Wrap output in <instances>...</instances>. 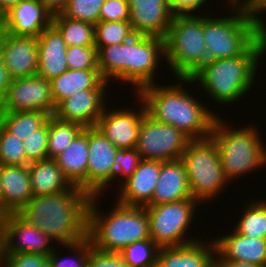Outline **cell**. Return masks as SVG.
I'll return each instance as SVG.
<instances>
[{"instance_id": "d4e9b609", "label": "cell", "mask_w": 266, "mask_h": 267, "mask_svg": "<svg viewBox=\"0 0 266 267\" xmlns=\"http://www.w3.org/2000/svg\"><path fill=\"white\" fill-rule=\"evenodd\" d=\"M54 160L70 184L87 193L88 127H84Z\"/></svg>"}, {"instance_id": "277c9868", "label": "cell", "mask_w": 266, "mask_h": 267, "mask_svg": "<svg viewBox=\"0 0 266 267\" xmlns=\"http://www.w3.org/2000/svg\"><path fill=\"white\" fill-rule=\"evenodd\" d=\"M260 37L242 56L207 61L191 78L190 84L199 82L212 99L222 105L241 99L252 88L258 60L264 55Z\"/></svg>"}, {"instance_id": "603a6c76", "label": "cell", "mask_w": 266, "mask_h": 267, "mask_svg": "<svg viewBox=\"0 0 266 267\" xmlns=\"http://www.w3.org/2000/svg\"><path fill=\"white\" fill-rule=\"evenodd\" d=\"M37 42L38 76L50 81L69 69L66 61L67 45L52 24L42 31Z\"/></svg>"}, {"instance_id": "7bdbcfd3", "label": "cell", "mask_w": 266, "mask_h": 267, "mask_svg": "<svg viewBox=\"0 0 266 267\" xmlns=\"http://www.w3.org/2000/svg\"><path fill=\"white\" fill-rule=\"evenodd\" d=\"M87 267H129L118 253L103 252L93 249Z\"/></svg>"}, {"instance_id": "ac0fdd59", "label": "cell", "mask_w": 266, "mask_h": 267, "mask_svg": "<svg viewBox=\"0 0 266 267\" xmlns=\"http://www.w3.org/2000/svg\"><path fill=\"white\" fill-rule=\"evenodd\" d=\"M106 90H83L63 99L54 112L62 121L76 122L83 127L96 126L105 109ZM105 103V104H104Z\"/></svg>"}, {"instance_id": "4fadbf2b", "label": "cell", "mask_w": 266, "mask_h": 267, "mask_svg": "<svg viewBox=\"0 0 266 267\" xmlns=\"http://www.w3.org/2000/svg\"><path fill=\"white\" fill-rule=\"evenodd\" d=\"M3 254H39L48 256L54 242L41 230L29 224L18 213L0 218ZM16 237L18 238L16 241ZM15 240V241H14Z\"/></svg>"}, {"instance_id": "e575fe53", "label": "cell", "mask_w": 266, "mask_h": 267, "mask_svg": "<svg viewBox=\"0 0 266 267\" xmlns=\"http://www.w3.org/2000/svg\"><path fill=\"white\" fill-rule=\"evenodd\" d=\"M73 251L74 258H62L58 256L56 248L47 256L48 267H87L91 251L94 249L91 239L86 236L84 239L68 245H62ZM56 250V251H55Z\"/></svg>"}, {"instance_id": "9c48e42d", "label": "cell", "mask_w": 266, "mask_h": 267, "mask_svg": "<svg viewBox=\"0 0 266 267\" xmlns=\"http://www.w3.org/2000/svg\"><path fill=\"white\" fill-rule=\"evenodd\" d=\"M181 160L186 169L192 198L199 204L218 197L216 195L230 183L224 176L218 148L211 137L191 140Z\"/></svg>"}, {"instance_id": "681fc988", "label": "cell", "mask_w": 266, "mask_h": 267, "mask_svg": "<svg viewBox=\"0 0 266 267\" xmlns=\"http://www.w3.org/2000/svg\"><path fill=\"white\" fill-rule=\"evenodd\" d=\"M11 212L4 206L3 196L0 186V218L7 216Z\"/></svg>"}, {"instance_id": "db71d44e", "label": "cell", "mask_w": 266, "mask_h": 267, "mask_svg": "<svg viewBox=\"0 0 266 267\" xmlns=\"http://www.w3.org/2000/svg\"><path fill=\"white\" fill-rule=\"evenodd\" d=\"M255 2L256 0H244V7L251 8Z\"/></svg>"}, {"instance_id": "816d5d0a", "label": "cell", "mask_w": 266, "mask_h": 267, "mask_svg": "<svg viewBox=\"0 0 266 267\" xmlns=\"http://www.w3.org/2000/svg\"><path fill=\"white\" fill-rule=\"evenodd\" d=\"M3 41H4V29L0 23V54H1V50H2Z\"/></svg>"}, {"instance_id": "cb8c5ba5", "label": "cell", "mask_w": 266, "mask_h": 267, "mask_svg": "<svg viewBox=\"0 0 266 267\" xmlns=\"http://www.w3.org/2000/svg\"><path fill=\"white\" fill-rule=\"evenodd\" d=\"M157 181L151 205L192 198L188 176L181 159L161 161L160 174Z\"/></svg>"}, {"instance_id": "2e32d148", "label": "cell", "mask_w": 266, "mask_h": 267, "mask_svg": "<svg viewBox=\"0 0 266 267\" xmlns=\"http://www.w3.org/2000/svg\"><path fill=\"white\" fill-rule=\"evenodd\" d=\"M135 34L165 37L173 20L168 0H127Z\"/></svg>"}, {"instance_id": "1f68e13d", "label": "cell", "mask_w": 266, "mask_h": 267, "mask_svg": "<svg viewBox=\"0 0 266 267\" xmlns=\"http://www.w3.org/2000/svg\"><path fill=\"white\" fill-rule=\"evenodd\" d=\"M234 230L250 238L266 239V200L250 201Z\"/></svg>"}, {"instance_id": "8992f818", "label": "cell", "mask_w": 266, "mask_h": 267, "mask_svg": "<svg viewBox=\"0 0 266 267\" xmlns=\"http://www.w3.org/2000/svg\"><path fill=\"white\" fill-rule=\"evenodd\" d=\"M230 7L235 11L233 16H203L207 61L242 56L261 37L251 8Z\"/></svg>"}, {"instance_id": "d6986e66", "label": "cell", "mask_w": 266, "mask_h": 267, "mask_svg": "<svg viewBox=\"0 0 266 267\" xmlns=\"http://www.w3.org/2000/svg\"><path fill=\"white\" fill-rule=\"evenodd\" d=\"M0 23L5 32L14 36L38 37L52 24V15L39 0H25L4 14Z\"/></svg>"}, {"instance_id": "8fae6325", "label": "cell", "mask_w": 266, "mask_h": 267, "mask_svg": "<svg viewBox=\"0 0 266 267\" xmlns=\"http://www.w3.org/2000/svg\"><path fill=\"white\" fill-rule=\"evenodd\" d=\"M191 139L178 128L161 123L146 113L142 119L136 150L143 160L181 159Z\"/></svg>"}, {"instance_id": "74e56055", "label": "cell", "mask_w": 266, "mask_h": 267, "mask_svg": "<svg viewBox=\"0 0 266 267\" xmlns=\"http://www.w3.org/2000/svg\"><path fill=\"white\" fill-rule=\"evenodd\" d=\"M141 160V155L136 148L117 149L111 169V182L118 176L117 178L120 177L123 183L134 173Z\"/></svg>"}, {"instance_id": "b9f144b4", "label": "cell", "mask_w": 266, "mask_h": 267, "mask_svg": "<svg viewBox=\"0 0 266 267\" xmlns=\"http://www.w3.org/2000/svg\"><path fill=\"white\" fill-rule=\"evenodd\" d=\"M2 267H48L47 256L39 254H3Z\"/></svg>"}, {"instance_id": "f907efd6", "label": "cell", "mask_w": 266, "mask_h": 267, "mask_svg": "<svg viewBox=\"0 0 266 267\" xmlns=\"http://www.w3.org/2000/svg\"><path fill=\"white\" fill-rule=\"evenodd\" d=\"M228 4H230L231 6H242V7H244V0H227L226 1Z\"/></svg>"}, {"instance_id": "4dcf8cb0", "label": "cell", "mask_w": 266, "mask_h": 267, "mask_svg": "<svg viewBox=\"0 0 266 267\" xmlns=\"http://www.w3.org/2000/svg\"><path fill=\"white\" fill-rule=\"evenodd\" d=\"M84 129L76 122L62 121L51 115L48 118V159H54L64 151L72 140Z\"/></svg>"}, {"instance_id": "ab89813d", "label": "cell", "mask_w": 266, "mask_h": 267, "mask_svg": "<svg viewBox=\"0 0 266 267\" xmlns=\"http://www.w3.org/2000/svg\"><path fill=\"white\" fill-rule=\"evenodd\" d=\"M66 61L70 70L98 69L96 47H67Z\"/></svg>"}, {"instance_id": "52a82bcc", "label": "cell", "mask_w": 266, "mask_h": 267, "mask_svg": "<svg viewBox=\"0 0 266 267\" xmlns=\"http://www.w3.org/2000/svg\"><path fill=\"white\" fill-rule=\"evenodd\" d=\"M215 120L210 137L217 145L225 178L230 182L266 164V148L256 127L234 129ZM233 127V129H232Z\"/></svg>"}, {"instance_id": "ffe728a7", "label": "cell", "mask_w": 266, "mask_h": 267, "mask_svg": "<svg viewBox=\"0 0 266 267\" xmlns=\"http://www.w3.org/2000/svg\"><path fill=\"white\" fill-rule=\"evenodd\" d=\"M160 168L161 161L142 159L134 173L119 187L120 190L117 193L119 196L116 202L136 207L151 205Z\"/></svg>"}, {"instance_id": "f546056e", "label": "cell", "mask_w": 266, "mask_h": 267, "mask_svg": "<svg viewBox=\"0 0 266 267\" xmlns=\"http://www.w3.org/2000/svg\"><path fill=\"white\" fill-rule=\"evenodd\" d=\"M49 118L43 111L0 112V125L20 140L30 136Z\"/></svg>"}, {"instance_id": "60d3db41", "label": "cell", "mask_w": 266, "mask_h": 267, "mask_svg": "<svg viewBox=\"0 0 266 267\" xmlns=\"http://www.w3.org/2000/svg\"><path fill=\"white\" fill-rule=\"evenodd\" d=\"M130 7L127 0H105L99 14V22H129Z\"/></svg>"}, {"instance_id": "4316f807", "label": "cell", "mask_w": 266, "mask_h": 267, "mask_svg": "<svg viewBox=\"0 0 266 267\" xmlns=\"http://www.w3.org/2000/svg\"><path fill=\"white\" fill-rule=\"evenodd\" d=\"M51 94L57 106L63 99L83 90H106L109 84L99 69L70 70L50 80Z\"/></svg>"}, {"instance_id": "836d02e7", "label": "cell", "mask_w": 266, "mask_h": 267, "mask_svg": "<svg viewBox=\"0 0 266 267\" xmlns=\"http://www.w3.org/2000/svg\"><path fill=\"white\" fill-rule=\"evenodd\" d=\"M159 247L151 240L134 242L118 254L129 267H156Z\"/></svg>"}, {"instance_id": "ee69618b", "label": "cell", "mask_w": 266, "mask_h": 267, "mask_svg": "<svg viewBox=\"0 0 266 267\" xmlns=\"http://www.w3.org/2000/svg\"><path fill=\"white\" fill-rule=\"evenodd\" d=\"M206 0H168L170 10L174 15H191L193 11L200 10Z\"/></svg>"}, {"instance_id": "9a60e30c", "label": "cell", "mask_w": 266, "mask_h": 267, "mask_svg": "<svg viewBox=\"0 0 266 267\" xmlns=\"http://www.w3.org/2000/svg\"><path fill=\"white\" fill-rule=\"evenodd\" d=\"M137 98L141 103L139 111L130 108L127 110L113 108L109 111L105 108L96 124V127L117 149L135 148L142 119L147 113L143 100L140 97Z\"/></svg>"}, {"instance_id": "30bf717a", "label": "cell", "mask_w": 266, "mask_h": 267, "mask_svg": "<svg viewBox=\"0 0 266 267\" xmlns=\"http://www.w3.org/2000/svg\"><path fill=\"white\" fill-rule=\"evenodd\" d=\"M198 201L194 198L146 206L149 236L159 247H181L201 240L184 237L190 229ZM187 239V240H186Z\"/></svg>"}, {"instance_id": "f6af8a7d", "label": "cell", "mask_w": 266, "mask_h": 267, "mask_svg": "<svg viewBox=\"0 0 266 267\" xmlns=\"http://www.w3.org/2000/svg\"><path fill=\"white\" fill-rule=\"evenodd\" d=\"M252 15L261 29V37L264 44V52H266V23L260 19V14L266 11V0H256L251 7ZM259 16V17H258Z\"/></svg>"}, {"instance_id": "c3c4849f", "label": "cell", "mask_w": 266, "mask_h": 267, "mask_svg": "<svg viewBox=\"0 0 266 267\" xmlns=\"http://www.w3.org/2000/svg\"><path fill=\"white\" fill-rule=\"evenodd\" d=\"M219 267H259L254 264L241 261H216Z\"/></svg>"}, {"instance_id": "bcb514c9", "label": "cell", "mask_w": 266, "mask_h": 267, "mask_svg": "<svg viewBox=\"0 0 266 267\" xmlns=\"http://www.w3.org/2000/svg\"><path fill=\"white\" fill-rule=\"evenodd\" d=\"M12 78L6 69L4 59L0 54V100L7 92L9 86L11 85Z\"/></svg>"}, {"instance_id": "7a4b0ae2", "label": "cell", "mask_w": 266, "mask_h": 267, "mask_svg": "<svg viewBox=\"0 0 266 267\" xmlns=\"http://www.w3.org/2000/svg\"><path fill=\"white\" fill-rule=\"evenodd\" d=\"M177 81H181L178 86L158 87L156 83L145 86L136 95L143 100L147 113L158 122L178 128L191 140L209 138L219 116L183 89L190 78Z\"/></svg>"}, {"instance_id": "5b68a950", "label": "cell", "mask_w": 266, "mask_h": 267, "mask_svg": "<svg viewBox=\"0 0 266 267\" xmlns=\"http://www.w3.org/2000/svg\"><path fill=\"white\" fill-rule=\"evenodd\" d=\"M99 197L91 196L88 206L87 236L95 249L119 253L134 242L151 239L146 207L126 206L117 202L113 205L115 208L104 215L98 209Z\"/></svg>"}, {"instance_id": "7c38bea8", "label": "cell", "mask_w": 266, "mask_h": 267, "mask_svg": "<svg viewBox=\"0 0 266 267\" xmlns=\"http://www.w3.org/2000/svg\"><path fill=\"white\" fill-rule=\"evenodd\" d=\"M55 109L51 83L38 75L12 79L0 100V112L43 111L51 116Z\"/></svg>"}, {"instance_id": "f5cc1de1", "label": "cell", "mask_w": 266, "mask_h": 267, "mask_svg": "<svg viewBox=\"0 0 266 267\" xmlns=\"http://www.w3.org/2000/svg\"><path fill=\"white\" fill-rule=\"evenodd\" d=\"M3 263V248H2V234L0 231V267H2Z\"/></svg>"}, {"instance_id": "7dc6e473", "label": "cell", "mask_w": 266, "mask_h": 267, "mask_svg": "<svg viewBox=\"0 0 266 267\" xmlns=\"http://www.w3.org/2000/svg\"><path fill=\"white\" fill-rule=\"evenodd\" d=\"M39 2L53 16L65 9L68 0H39Z\"/></svg>"}, {"instance_id": "ba28073f", "label": "cell", "mask_w": 266, "mask_h": 267, "mask_svg": "<svg viewBox=\"0 0 266 267\" xmlns=\"http://www.w3.org/2000/svg\"><path fill=\"white\" fill-rule=\"evenodd\" d=\"M164 48V61L175 78H191L207 62L203 16L174 15Z\"/></svg>"}, {"instance_id": "83f0119b", "label": "cell", "mask_w": 266, "mask_h": 267, "mask_svg": "<svg viewBox=\"0 0 266 267\" xmlns=\"http://www.w3.org/2000/svg\"><path fill=\"white\" fill-rule=\"evenodd\" d=\"M28 167L33 196L53 195L72 187L54 159L32 162Z\"/></svg>"}, {"instance_id": "f1b7e54d", "label": "cell", "mask_w": 266, "mask_h": 267, "mask_svg": "<svg viewBox=\"0 0 266 267\" xmlns=\"http://www.w3.org/2000/svg\"><path fill=\"white\" fill-rule=\"evenodd\" d=\"M52 25L62 35L67 47H95V24L58 13L52 16Z\"/></svg>"}, {"instance_id": "6da1fadb", "label": "cell", "mask_w": 266, "mask_h": 267, "mask_svg": "<svg viewBox=\"0 0 266 267\" xmlns=\"http://www.w3.org/2000/svg\"><path fill=\"white\" fill-rule=\"evenodd\" d=\"M90 199L88 193L72 186L61 193L33 196L18 214L57 245L73 244L87 236Z\"/></svg>"}, {"instance_id": "e0dca14e", "label": "cell", "mask_w": 266, "mask_h": 267, "mask_svg": "<svg viewBox=\"0 0 266 267\" xmlns=\"http://www.w3.org/2000/svg\"><path fill=\"white\" fill-rule=\"evenodd\" d=\"M1 55L12 79L38 74L37 37L14 36L4 31Z\"/></svg>"}, {"instance_id": "7402d4cb", "label": "cell", "mask_w": 266, "mask_h": 267, "mask_svg": "<svg viewBox=\"0 0 266 267\" xmlns=\"http://www.w3.org/2000/svg\"><path fill=\"white\" fill-rule=\"evenodd\" d=\"M214 240H204L181 247H161L157 254L156 267H214L216 265Z\"/></svg>"}, {"instance_id": "484cf974", "label": "cell", "mask_w": 266, "mask_h": 267, "mask_svg": "<svg viewBox=\"0 0 266 267\" xmlns=\"http://www.w3.org/2000/svg\"><path fill=\"white\" fill-rule=\"evenodd\" d=\"M0 186L4 206L18 213L33 197L28 166H0Z\"/></svg>"}, {"instance_id": "d590c367", "label": "cell", "mask_w": 266, "mask_h": 267, "mask_svg": "<svg viewBox=\"0 0 266 267\" xmlns=\"http://www.w3.org/2000/svg\"><path fill=\"white\" fill-rule=\"evenodd\" d=\"M24 141L7 132L0 125V166H29L24 149Z\"/></svg>"}, {"instance_id": "5bb4252c", "label": "cell", "mask_w": 266, "mask_h": 267, "mask_svg": "<svg viewBox=\"0 0 266 267\" xmlns=\"http://www.w3.org/2000/svg\"><path fill=\"white\" fill-rule=\"evenodd\" d=\"M89 161L87 166V193L103 195L111 183V169L117 148L96 127H88Z\"/></svg>"}, {"instance_id": "8d00e7d4", "label": "cell", "mask_w": 266, "mask_h": 267, "mask_svg": "<svg viewBox=\"0 0 266 267\" xmlns=\"http://www.w3.org/2000/svg\"><path fill=\"white\" fill-rule=\"evenodd\" d=\"M105 0H68L64 16L74 20L86 21L92 24L99 22V14Z\"/></svg>"}, {"instance_id": "3957f363", "label": "cell", "mask_w": 266, "mask_h": 267, "mask_svg": "<svg viewBox=\"0 0 266 267\" xmlns=\"http://www.w3.org/2000/svg\"><path fill=\"white\" fill-rule=\"evenodd\" d=\"M97 55L105 81L114 78L128 82L137 94L143 87L155 84L157 66L161 58L165 59L164 38L136 34L123 44L102 47Z\"/></svg>"}, {"instance_id": "f35d334b", "label": "cell", "mask_w": 266, "mask_h": 267, "mask_svg": "<svg viewBox=\"0 0 266 267\" xmlns=\"http://www.w3.org/2000/svg\"><path fill=\"white\" fill-rule=\"evenodd\" d=\"M26 157L30 163L48 159V119L24 139Z\"/></svg>"}, {"instance_id": "d6a6232c", "label": "cell", "mask_w": 266, "mask_h": 267, "mask_svg": "<svg viewBox=\"0 0 266 267\" xmlns=\"http://www.w3.org/2000/svg\"><path fill=\"white\" fill-rule=\"evenodd\" d=\"M135 35L130 22H98L95 24V47L98 52L105 46L123 44Z\"/></svg>"}, {"instance_id": "44dd1931", "label": "cell", "mask_w": 266, "mask_h": 267, "mask_svg": "<svg viewBox=\"0 0 266 267\" xmlns=\"http://www.w3.org/2000/svg\"><path fill=\"white\" fill-rule=\"evenodd\" d=\"M216 261H241L266 267V239L250 238L237 233L214 238Z\"/></svg>"}]
</instances>
